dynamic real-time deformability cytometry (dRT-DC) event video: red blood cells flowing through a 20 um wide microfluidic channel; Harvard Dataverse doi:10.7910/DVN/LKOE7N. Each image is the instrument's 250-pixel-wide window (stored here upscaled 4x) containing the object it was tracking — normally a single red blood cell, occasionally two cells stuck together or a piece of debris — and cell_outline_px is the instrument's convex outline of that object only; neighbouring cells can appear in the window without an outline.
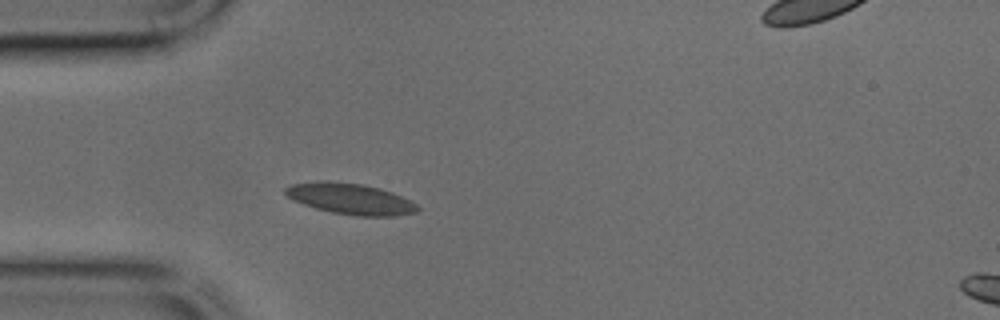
{"species": "common noctule bat (a hibernating species)", "species_latin": "Nyctalus noctula", "temperature_condition": "cold", "stored_images_in_passage": 30, "camera_frame_rate_fps": 3000, "um_per_image_px": 0.085, "animal": {"sex": "male", "body_mass_g": 17.9, "forearm_length_mm": 54.2}, "frame": {"image": 1, "passage_image": 1, "time_ms": 0.0, "image_size_px": [1000, 320], "cell_outline_px": [[420, 208], [416, 212], [396, 216], [356, 216], [332, 212], [316, 208], [292, 200], [284, 192], [284, 188], [292, 184], [316, 180], [328, 180], [360, 184], [380, 188], [392, 192], [416, 204]], "centroid_in_image_um": [29.75, 16.89], "position_along_channel_um": 55.3, "area_um2": 23.87}}
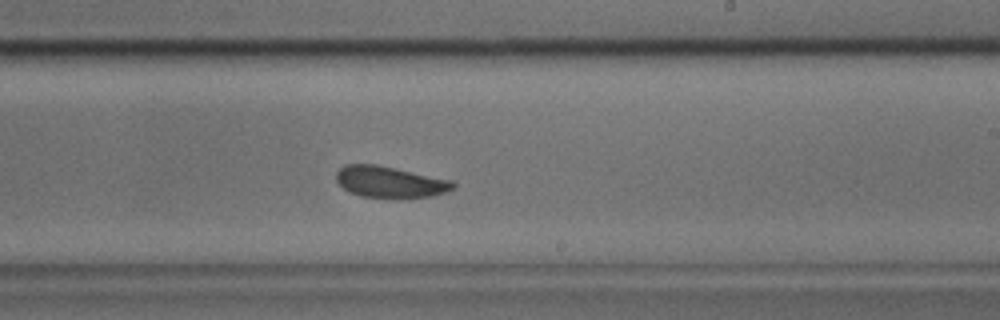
{"frame": {"image": 2, "passage_image": 15, "time_ms": 4.667, "image_size_px": [1000, 320], "cell_outline_px": [[456, 184], [452, 188], [444, 192], [432, 196], [396, 200], [392, 200], [360, 196], [344, 188], [336, 180], [336, 172], [344, 164], [376, 164], [452, 180]], "centroid_in_image_um": [33.13, 15.49], "position_along_channel_um": 255.9, "area_um2": 21.73}}
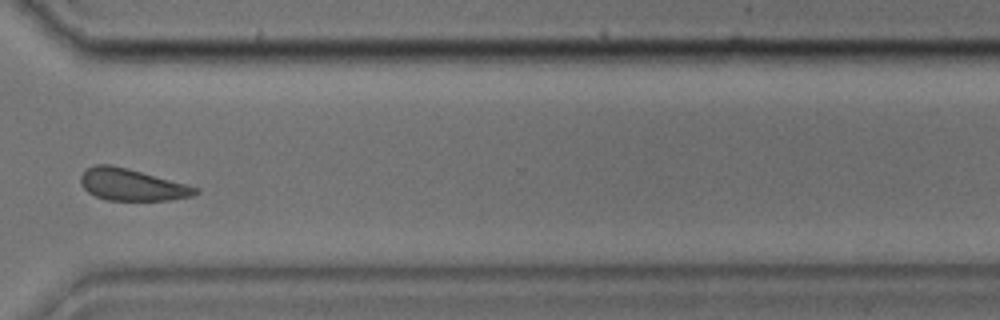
{"frame": {"image": 3, "passage_image": 22, "time_ms": 7.0, "image_size_px": [1000, 320], "cell_outline_px": [[200, 192], [192, 196], [168, 200], [108, 200], [96, 196], [88, 192], [84, 188], [80, 180], [80, 176], [88, 168], [96, 164], [112, 164], [128, 168], [200, 188]], "centroid_in_image_um": [11.22, 15.7], "position_along_channel_um": 359.4, "area_um2": 21.15}}